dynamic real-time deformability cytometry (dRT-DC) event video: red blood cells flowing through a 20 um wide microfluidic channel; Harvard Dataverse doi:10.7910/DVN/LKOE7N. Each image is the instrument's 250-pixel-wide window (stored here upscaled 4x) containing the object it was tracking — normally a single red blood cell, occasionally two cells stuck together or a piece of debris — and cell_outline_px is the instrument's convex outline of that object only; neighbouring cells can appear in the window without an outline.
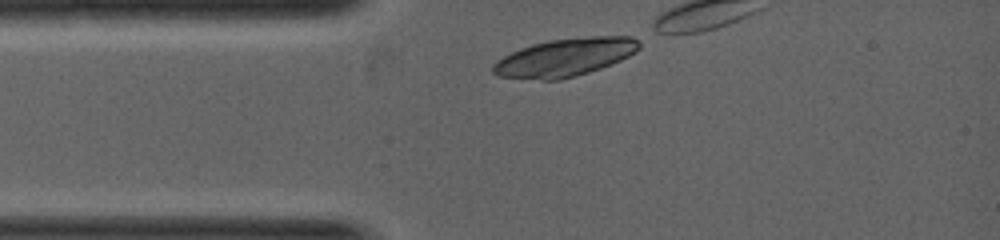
{"species": "common noctule bat (a hibernating species)", "species_latin": "Nyctalus noctula", "temperature_condition": "warm", "stored_images_in_passage": 1, "camera_frame_rate_fps": 5000, "um_per_image_px": 0.085, "animal": {"sex": "female", "body_mass_g": 19.0, "forearm_length_mm": 53.3}, "frame": {"image": 1, "passage_image": 1, "time_ms": 0.0, "image_size_px": [1000, 240], "cell_outline_px": [[640, 48], [628, 56], [620, 60], [600, 68], [576, 76], [560, 80], [540, 80], [500, 76], [492, 72], [492, 64], [496, 60], [520, 48], [532, 44], [548, 40], [592, 36], [632, 36], [640, 40]], "centroid_in_image_um": [48.02, 4.87], "position_along_channel_um": 37.0, "area_um2": 32.31}}